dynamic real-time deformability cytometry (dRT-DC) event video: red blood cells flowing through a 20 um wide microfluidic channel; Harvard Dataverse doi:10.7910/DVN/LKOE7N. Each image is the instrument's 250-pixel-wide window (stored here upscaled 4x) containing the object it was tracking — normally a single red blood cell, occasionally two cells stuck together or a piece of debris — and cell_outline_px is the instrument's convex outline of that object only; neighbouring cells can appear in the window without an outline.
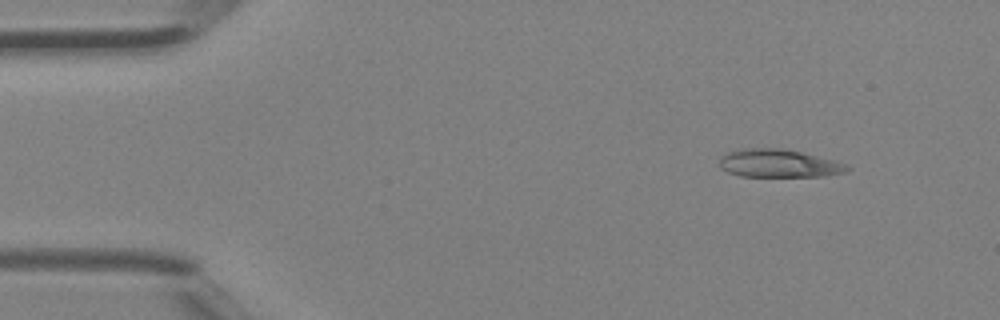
{"species": "Egyptian fruit bat (a non-hibernating species)", "species_latin": "Rousettus aegyptiacus", "temperature_condition": "room temperature", "stored_images_in_passage": 4, "camera_frame_rate_fps": 3000, "um_per_image_px": 0.085, "animal": {"sex": "female"}, "frame": {"image": 1, "passage_image": 1, "time_ms": 0.0, "image_size_px": [1000, 320], "cell_outline_px": [[852, 168], [848, 172], [824, 176], [740, 176], [728, 172], [720, 168], [720, 156], [728, 152], [740, 148], [784, 148], [848, 164]], "centroid_in_image_um": [66.19, 13.89], "position_along_channel_um": 18.8, "area_um2": 20.92}}
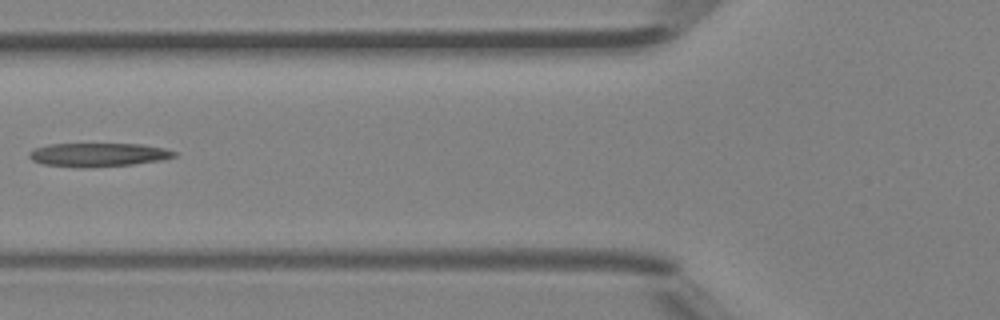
{"frame": {"image": 2, "passage_image": 4, "time_ms": 1.0, "image_size_px": [1000, 320], "cell_outline_px": [[176, 156], [164, 160], [132, 164], [88, 168], [80, 168], [44, 164], [32, 160], [28, 156], [28, 152], [36, 148], [48, 144], [140, 144], [164, 148], [176, 152]], "centroid_in_image_um": [8.35, 13.16], "position_along_channel_um": 117.5, "area_um2": 20.06}}